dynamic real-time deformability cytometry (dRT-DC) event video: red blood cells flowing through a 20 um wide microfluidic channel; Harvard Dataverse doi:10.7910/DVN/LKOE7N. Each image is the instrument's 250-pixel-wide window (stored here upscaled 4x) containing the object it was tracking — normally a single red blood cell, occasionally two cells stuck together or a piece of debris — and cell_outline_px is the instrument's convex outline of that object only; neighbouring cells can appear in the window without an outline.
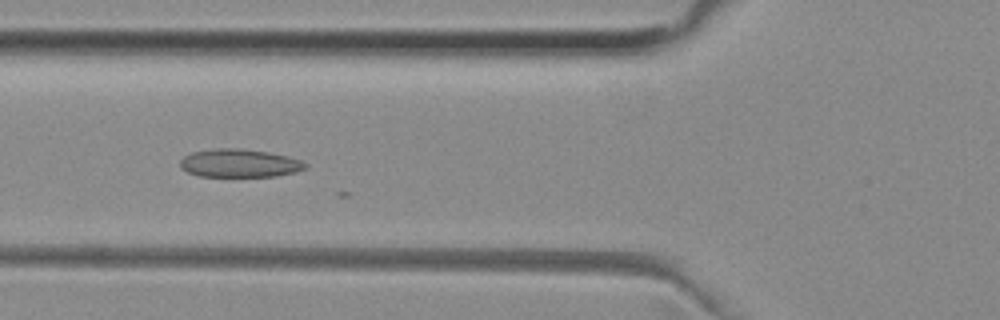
{"species": "common noctule bat (a hibernating species)", "species_latin": "Nyctalus noctula", "temperature_condition": "room temperature", "stored_images_in_passage": 13, "camera_frame_rate_fps": 3000, "um_per_image_px": 0.085, "animal": {"sex": "female", "body_mass_g": 29.2, "forearm_length_mm": 56.3}, "frame": {"image": 1, "passage_image": 6, "time_ms": 1.667, "image_size_px": [1000, 320], "cell_outline_px": [[308, 168], [296, 172], [276, 176], [200, 176], [188, 172], [180, 168], [180, 160], [184, 156], [192, 152], [216, 148], [240, 148], [268, 152], [288, 156], [300, 160], [308, 164]], "centroid_in_image_um": [20.37, 13.87], "position_along_channel_um": 105.4, "area_um2": 20.63}}
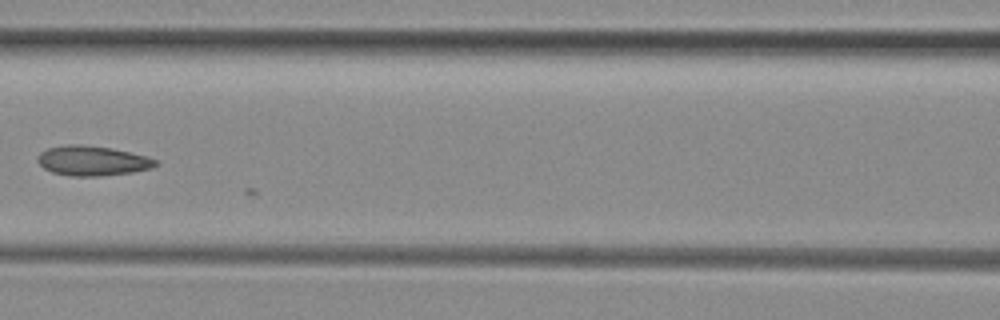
{"frame": {"image": 2, "passage_image": 10, "time_ms": 3.0, "image_size_px": [1000, 320], "cell_outline_px": [[156, 164], [152, 168], [132, 172], [100, 176], [68, 176], [52, 172], [44, 168], [36, 160], [36, 156], [40, 152], [48, 148], [64, 144], [84, 144], [112, 148], [144, 156], [156, 160]], "centroid_in_image_um": [7.78, 13.66], "position_along_channel_um": 158.8, "area_um2": 20.52}}